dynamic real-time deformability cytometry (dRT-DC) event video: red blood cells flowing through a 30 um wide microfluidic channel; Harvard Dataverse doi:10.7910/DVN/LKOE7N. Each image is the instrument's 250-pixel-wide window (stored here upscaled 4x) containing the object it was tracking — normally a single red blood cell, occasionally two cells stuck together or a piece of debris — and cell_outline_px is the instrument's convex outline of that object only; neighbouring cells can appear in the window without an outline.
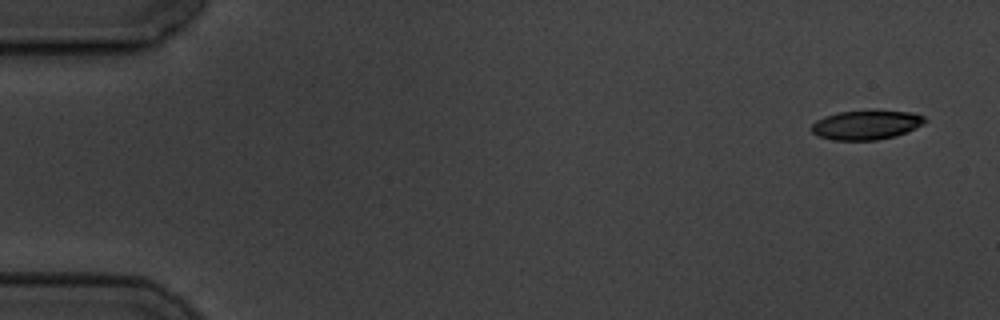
{"species": "common noctule bat (a hibernating species)", "species_latin": "Nyctalus noctula", "temperature_condition": "cold", "stored_images_in_passage": 14, "camera_frame_rate_fps": 3000, "um_per_image_px": 0.085, "animal": {"sex": "male", "body_mass_g": 19.5, "forearm_length_mm": 54.6}, "frame": {"image": 1, "passage_image": 1, "time_ms": 0.0, "image_size_px": [1000, 320], "cell_outline_px": [[928, 120], [924, 124], [916, 128], [896, 136], [876, 140], [832, 140], [820, 136], [812, 132], [812, 124], [816, 120], [824, 116], [836, 112], [912, 112], [924, 116]], "centroid_in_image_um": [73.64, 10.64], "position_along_channel_um": 11.4, "area_um2": 19.02}}
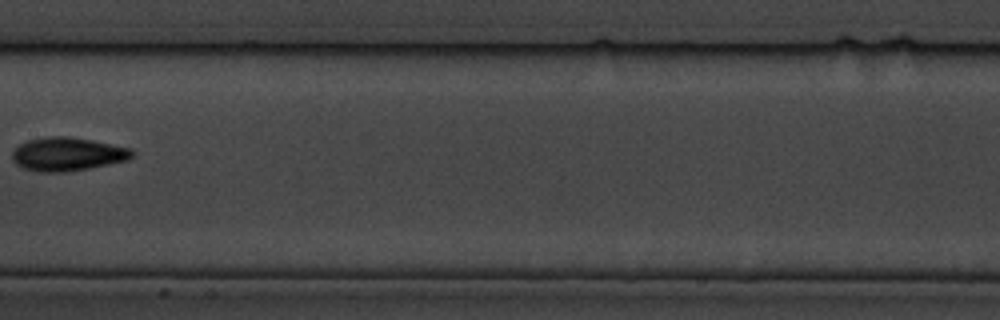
{"frame": {"image": 2, "passage_image": 8, "time_ms": 9.0, "image_size_px": [1000, 320], "cell_outline_px": [[136, 152], [128, 160], [88, 168], [64, 172], [40, 172], [24, 168], [16, 164], [12, 160], [12, 152], [20, 144], [28, 140], [48, 136], [68, 136], [92, 140], [132, 148]], "centroid_in_image_um": [5.75, 13.09], "position_along_channel_um": 201.7, "area_um2": 23.41}}
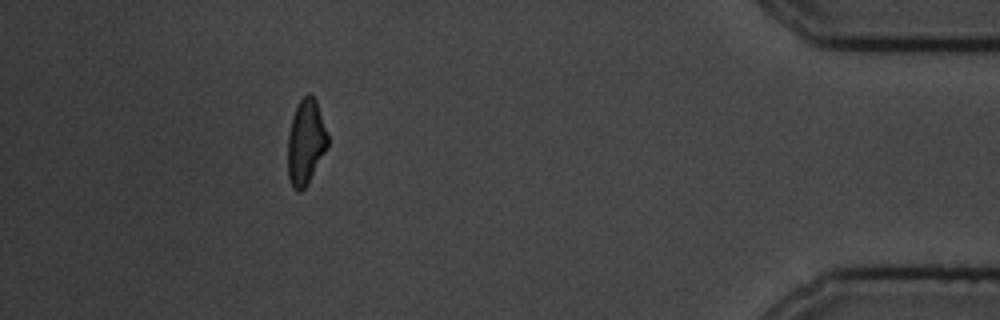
{"frame": {"image": 3, "passage_image": 14, "time_ms": 16.333, "image_size_px": [1000, 320], "cell_outline_px": [[328, 148], [308, 184], [300, 192], [296, 192], [292, 188], [288, 176], [288, 132], [292, 116], [300, 100], [308, 92], [316, 100], [328, 136]], "centroid_in_image_um": [25.99, 12.12], "position_along_channel_um": 409.2, "area_um2": 20.0}, "authors_computed_cell_mechanics": {"area_um2": 20.8658, "velocity_mm_per_s": 3.5366, "shape_relaxation_time_tau1_ms": 2.9009, "shape_relaxation_time_tau2_ms": 2.9179, "deformation_change_tau1": 0.0847, "deformation_change_tau2": 0.0832}}